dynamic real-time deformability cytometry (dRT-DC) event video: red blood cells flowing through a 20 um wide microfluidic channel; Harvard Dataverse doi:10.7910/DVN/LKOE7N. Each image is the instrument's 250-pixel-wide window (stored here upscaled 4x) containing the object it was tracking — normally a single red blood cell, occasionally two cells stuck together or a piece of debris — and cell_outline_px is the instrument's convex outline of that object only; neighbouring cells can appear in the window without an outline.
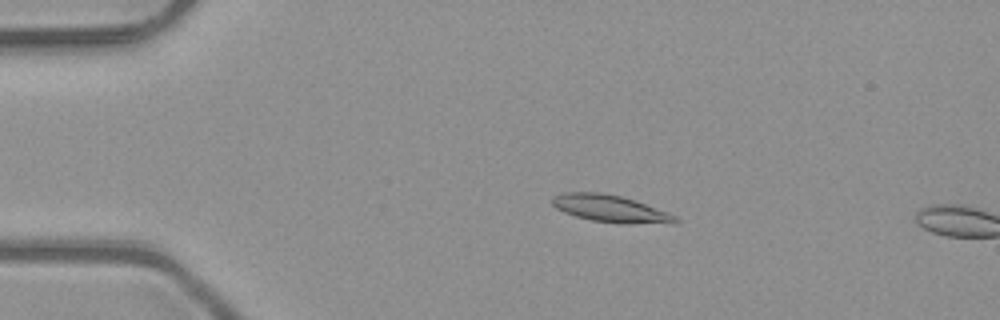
{"species": "common noctule bat (a hibernating species)", "species_latin": "Nyctalus noctula", "temperature_condition": "room temperature", "stored_images_in_passage": 4, "camera_frame_rate_fps": 3000, "um_per_image_px": 0.085, "animal": {"sex": "male", "body_mass_g": 23.1, "forearm_length_mm": 52.7}, "frame": {"image": 1, "passage_image": 3, "time_ms": 0.667, "image_size_px": [1000, 320], "cell_outline_px": [[680, 220], [676, 224], [672, 224], [592, 220], [576, 216], [564, 212], [556, 208], [552, 204], [552, 196], [564, 192], [600, 192], [620, 196], [636, 200], [668, 212], [676, 216]], "centroid_in_image_um": [51.89, 17.7], "position_along_channel_um": 33.1, "area_um2": 19.07}}